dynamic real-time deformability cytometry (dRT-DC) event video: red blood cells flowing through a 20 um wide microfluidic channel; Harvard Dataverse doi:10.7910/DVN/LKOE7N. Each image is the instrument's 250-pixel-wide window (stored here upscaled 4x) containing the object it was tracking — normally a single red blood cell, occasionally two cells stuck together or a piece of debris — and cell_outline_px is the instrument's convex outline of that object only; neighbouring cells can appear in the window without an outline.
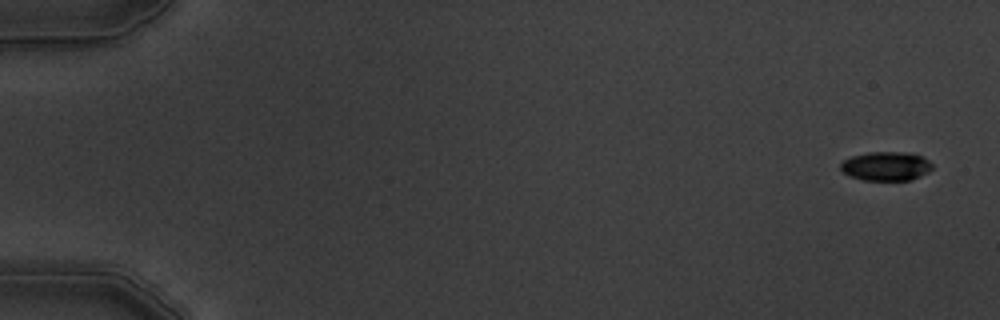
{"species": "common noctule bat (a hibernating species)", "species_latin": "Nyctalus noctula", "temperature_condition": "warm", "stored_images_in_passage": 7, "camera_frame_rate_fps": 3000, "um_per_image_px": 0.085, "animal": {"sex": "male", "body_mass_g": 19.5, "forearm_length_mm": 54.6}, "frame": {"image": 1, "passage_image": 1, "time_ms": 0.0, "image_size_px": [1000, 320], "cell_outline_px": [[932, 168], [928, 172], [912, 180], [864, 180], [848, 176], [840, 168], [840, 164], [844, 160], [852, 156], [868, 152], [904, 152], [920, 156], [928, 160], [932, 164]], "centroid_in_image_um": [75.3, 14.13], "position_along_channel_um": 9.7, "area_um2": 15.43}}
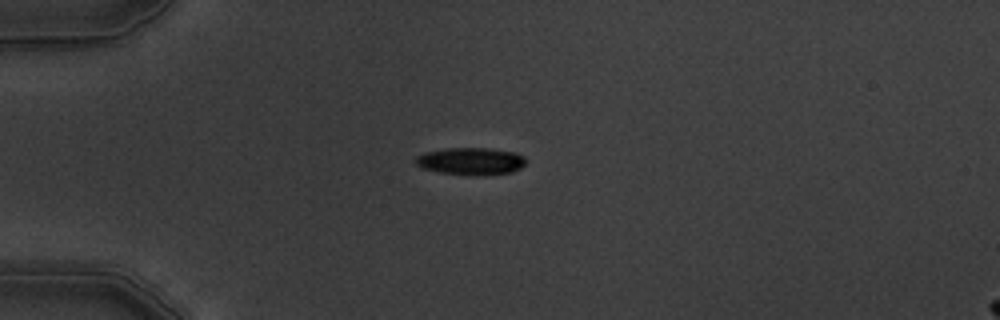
{"frame": {"image": 2, "passage_image": 4, "time_ms": 4.333, "image_size_px": [1000, 320], "cell_outline_px": [[524, 164], [520, 168], [512, 172], [440, 172], [424, 168], [416, 164], [416, 156], [424, 152], [448, 148], [488, 148], [516, 152], [524, 156]], "centroid_in_image_um": [40.01, 13.63], "position_along_channel_um": 45.0, "area_um2": 16.42}}